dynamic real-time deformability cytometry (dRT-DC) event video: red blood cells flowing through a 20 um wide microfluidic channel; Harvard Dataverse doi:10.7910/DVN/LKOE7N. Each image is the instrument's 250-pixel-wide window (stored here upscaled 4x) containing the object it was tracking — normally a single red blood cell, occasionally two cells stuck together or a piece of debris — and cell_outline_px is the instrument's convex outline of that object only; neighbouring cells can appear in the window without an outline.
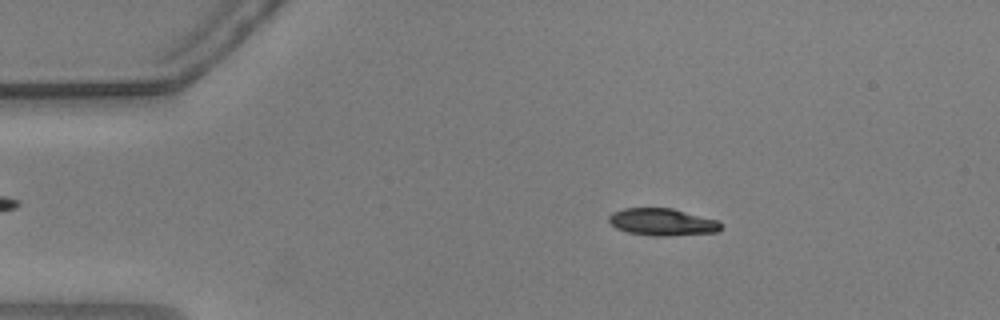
{"species": "common noctule bat (a hibernating species)", "species_latin": "Nyctalus noctula", "temperature_condition": "warm", "stored_images_in_passage": 54, "camera_frame_rate_fps": 3000, "um_per_image_px": 0.085, "animal": {"sex": "male", "body_mass_g": 20.5, "forearm_length_mm": 52.5}, "frame": {"image": 1, "passage_image": 9, "time_ms": 2.667, "image_size_px": [1000, 320], "cell_outline_px": [[724, 224], [716, 232], [668, 236], [652, 236], [628, 232], [616, 228], [608, 220], [608, 216], [612, 212], [624, 208], [672, 208], [716, 220]], "centroid_in_image_um": [56.27, 18.87], "position_along_channel_um": 28.7, "area_um2": 17.69}}
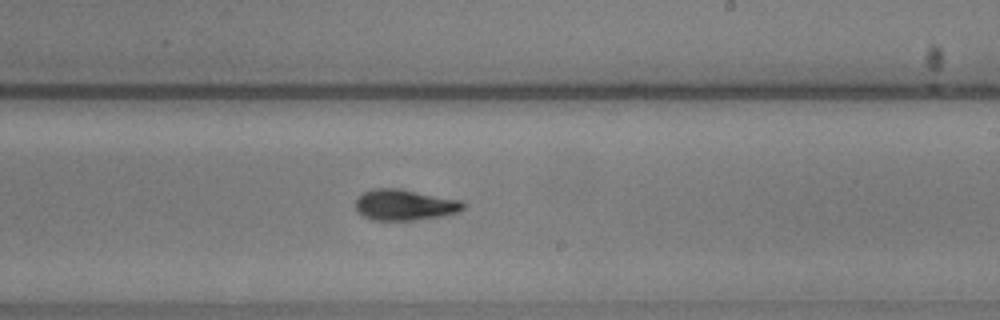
{"frame": {"image": 2, "passage_image": 32, "time_ms": 10.333, "image_size_px": [1000, 320], "cell_outline_px": [[464, 208], [460, 212], [444, 216], [412, 220], [376, 220], [364, 216], [356, 212], [356, 200], [364, 192], [372, 188], [400, 188], [464, 200]], "centroid_in_image_um": [34.45, 17.4], "position_along_channel_um": 254.6, "area_um2": 19.65}}
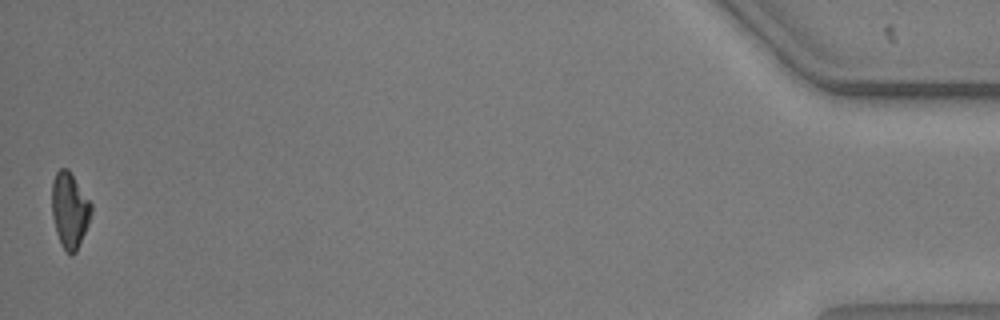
{"frame": {"image": 3, "passage_image": 54, "time_ms": 17.667, "image_size_px": [1000, 320], "cell_outline_px": [[92, 212], [88, 224], [76, 252], [72, 256], [60, 244], [56, 232], [52, 216], [52, 184], [56, 172], [60, 168], [68, 168], [92, 204]], "centroid_in_image_um": [5.92, 17.86], "position_along_channel_um": 429.3, "area_um2": 17.28}, "authors_computed_cell_mechanics": {"area_um2": 18.6116, "velocity_mm_per_s": 3.6668, "shape_relaxation_time_tau1_ms": 2.5438, "shape_relaxation_time_tau2_ms": 5.5591, "deformation_change_tau1": 0.1392, "deformation_change_tau2": 0.121}}